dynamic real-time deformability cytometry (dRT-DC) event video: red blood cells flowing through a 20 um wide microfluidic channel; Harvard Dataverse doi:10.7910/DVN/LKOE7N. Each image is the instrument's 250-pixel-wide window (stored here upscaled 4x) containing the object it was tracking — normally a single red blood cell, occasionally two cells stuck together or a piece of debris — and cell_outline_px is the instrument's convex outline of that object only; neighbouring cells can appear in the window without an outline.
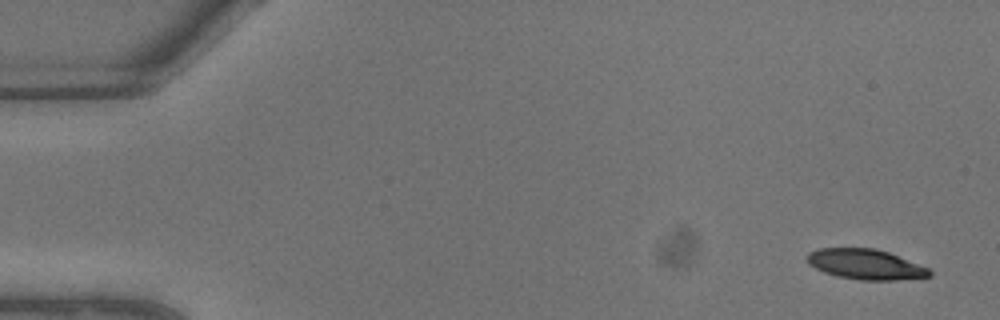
{"species": "common noctule bat (a hibernating species)", "species_latin": "Nyctalus noctula", "temperature_condition": "warm", "stored_images_in_passage": 8, "camera_frame_rate_fps": 3000, "um_per_image_px": 0.085, "animal": {"sex": "male", "body_mass_g": 13.3}, "frame": {"image": 1, "passage_image": 1, "time_ms": 0.0, "image_size_px": [1000, 320], "cell_outline_px": [[932, 276], [892, 280], [860, 280], [836, 276], [824, 272], [808, 264], [804, 260], [804, 256], [808, 252], [820, 248], [876, 248], [888, 252], [928, 268], [932, 272]], "centroid_in_image_um": [73.5, 22.46], "position_along_channel_um": 11.5, "area_um2": 21.62}}
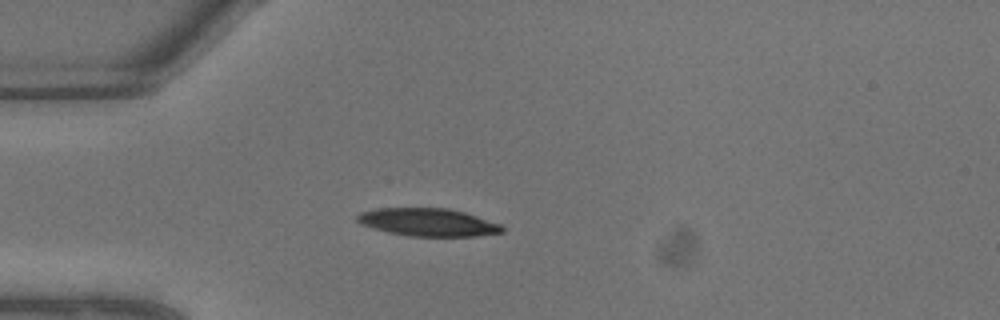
{"frame": {"image": 2, "passage_image": 6, "time_ms": 1.667, "image_size_px": [1000, 320], "cell_outline_px": [[504, 232], [476, 236], [408, 236], [388, 232], [372, 228], [360, 224], [356, 220], [356, 216], [360, 212], [376, 208], [448, 208], [464, 212], [500, 224], [504, 228]], "centroid_in_image_um": [36.34, 18.89], "position_along_channel_um": 48.7, "area_um2": 23.52}}
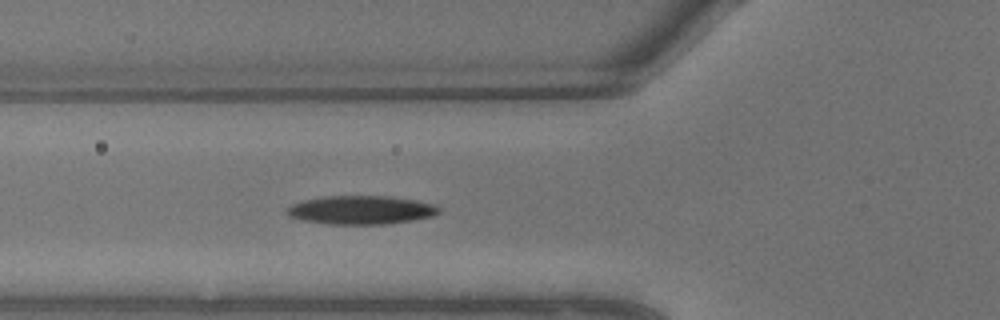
{"frame": {"image": 3, "passage_image": 8, "time_ms": 2.333, "image_size_px": [1000, 320], "cell_outline_px": [[440, 212], [432, 216], [412, 220], [388, 224], [328, 224], [300, 220], [288, 216], [284, 212], [292, 204], [304, 200], [324, 196], [388, 196], [436, 204], [440, 208]], "centroid_in_image_um": [30.66, 17.85], "position_along_channel_um": 95.1, "area_um2": 25.37}}